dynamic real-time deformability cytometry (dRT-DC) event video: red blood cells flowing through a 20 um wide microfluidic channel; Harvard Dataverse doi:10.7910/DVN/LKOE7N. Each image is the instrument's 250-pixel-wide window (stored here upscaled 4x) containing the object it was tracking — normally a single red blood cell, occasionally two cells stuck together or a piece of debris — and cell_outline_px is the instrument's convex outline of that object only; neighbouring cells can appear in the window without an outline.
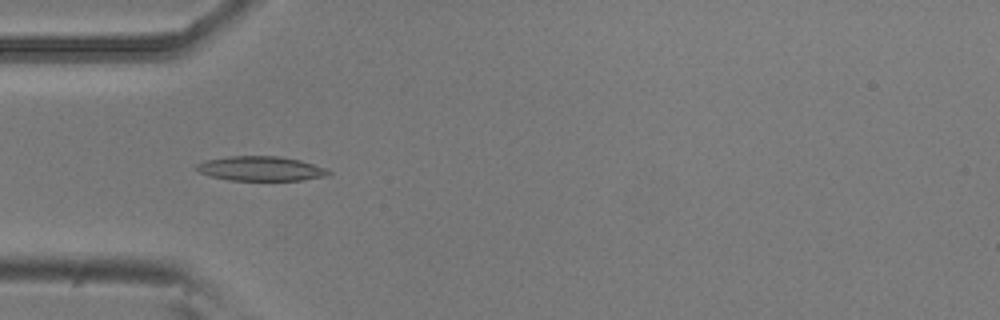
{"species": "common noctule bat (a hibernating species)", "species_latin": "Nyctalus noctula", "temperature_condition": "room temperature", "stored_images_in_passage": 6, "camera_frame_rate_fps": 3000, "um_per_image_px": 0.085, "animal": {"sex": "male", "body_mass_g": 20.5, "forearm_length_mm": 52.5}, "frame": {"image": 1, "passage_image": 4, "time_ms": 1.0, "image_size_px": [1000, 320], "cell_outline_px": [[332, 172], [324, 176], [300, 180], [228, 180], [208, 176], [200, 172], [196, 168], [196, 164], [204, 160], [228, 156], [280, 156], [300, 160], [324, 168]], "centroid_in_image_um": [22.1, 14.32], "position_along_channel_um": 62.9, "area_um2": 18.79}}
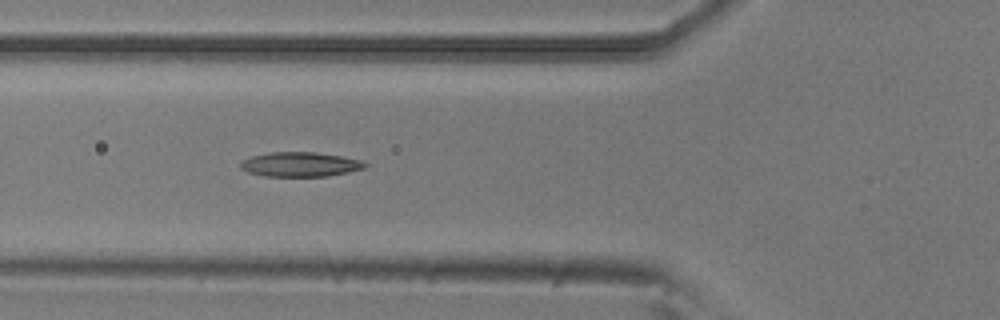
{"frame": {"image": 2, "passage_image": 5, "time_ms": 1.333, "image_size_px": [1000, 320], "cell_outline_px": [[368, 164], [364, 168], [348, 172], [328, 176], [264, 176], [248, 172], [240, 168], [240, 164], [244, 160], [252, 156], [268, 152], [312, 152], [340, 156], [360, 160]], "centroid_in_image_um": [25.5, 13.97], "position_along_channel_um": 100.3, "area_um2": 17.63}}
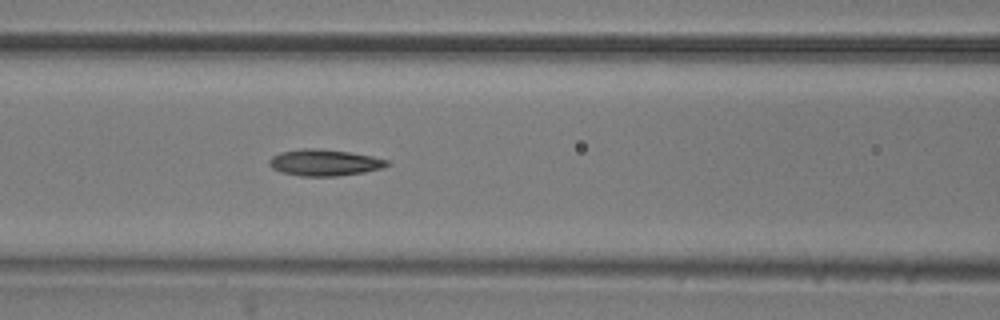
{"frame": {"image": 3, "passage_image": 6, "time_ms": 1.667, "image_size_px": [1000, 320], "cell_outline_px": [[392, 164], [384, 168], [364, 172], [336, 176], [300, 176], [280, 172], [272, 168], [268, 164], [268, 160], [272, 156], [280, 152], [300, 148], [320, 148], [348, 152], [372, 156], [388, 160]], "centroid_in_image_um": [27.57, 13.82], "position_along_channel_um": 139.0, "area_um2": 18.38}}